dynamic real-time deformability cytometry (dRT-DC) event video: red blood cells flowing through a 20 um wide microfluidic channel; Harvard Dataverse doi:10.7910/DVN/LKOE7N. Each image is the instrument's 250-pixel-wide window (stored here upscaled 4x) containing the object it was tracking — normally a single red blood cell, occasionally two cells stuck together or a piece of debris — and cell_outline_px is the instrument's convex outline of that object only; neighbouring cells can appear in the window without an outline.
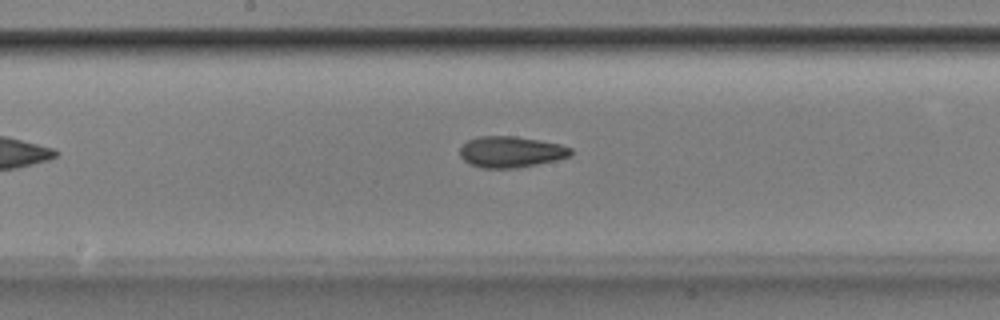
{"species": "Egyptian fruit bat (a non-hibernating species)", "species_latin": "Rousettus aegyptiacus", "temperature_condition": "room temperature", "stored_images_in_passage": 25, "camera_frame_rate_fps": 3000, "um_per_image_px": 0.085, "animal": {"sex": "male"}, "frame": {"image": 1, "passage_image": 18, "time_ms": 5.667, "image_size_px": [1000, 320], "cell_outline_px": [[572, 152], [568, 156], [556, 160], [516, 168], [480, 168], [468, 164], [460, 156], [460, 148], [468, 140], [476, 136], [516, 136], [540, 140], [560, 144], [572, 148]], "centroid_in_image_um": [43.39, 12.9], "position_along_channel_um": 204.8, "area_um2": 20.17}}
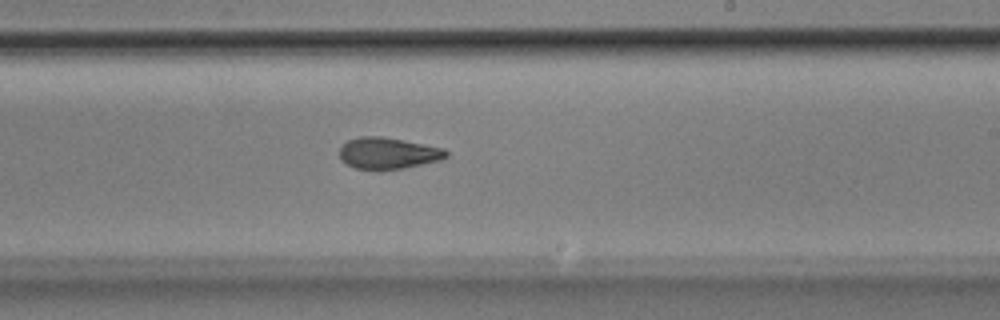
{"frame": {"image": 2, "passage_image": 22, "time_ms": 7.0, "image_size_px": [1000, 320], "cell_outline_px": [[448, 156], [440, 160], [404, 168], [380, 172], [376, 172], [356, 168], [340, 160], [340, 144], [348, 140], [360, 136], [380, 136], [444, 148], [448, 152]], "centroid_in_image_um": [32.94, 13.05], "position_along_channel_um": 256.1, "area_um2": 19.94}}